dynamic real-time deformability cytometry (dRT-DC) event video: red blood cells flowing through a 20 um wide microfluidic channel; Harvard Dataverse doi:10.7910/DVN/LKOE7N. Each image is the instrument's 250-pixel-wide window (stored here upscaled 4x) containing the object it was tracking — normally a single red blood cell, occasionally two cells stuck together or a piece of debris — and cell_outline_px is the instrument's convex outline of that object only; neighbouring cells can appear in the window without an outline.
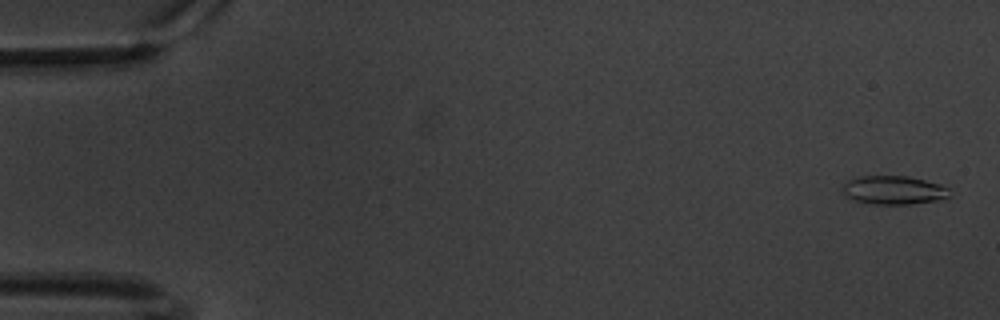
{"species": "common noctule bat (a hibernating species)", "species_latin": "Nyctalus noctula", "temperature_condition": "warm", "stored_images_in_passage": 60, "camera_frame_rate_fps": 3000, "um_per_image_px": 0.085, "animal": {"sex": "male", "body_mass_g": 20.1, "forearm_length_mm": 53.5}, "frame": {"image": 1, "passage_image": 2, "time_ms": 0.333, "image_size_px": [1000, 320], "cell_outline_px": [[948, 196], [944, 200], [912, 204], [872, 204], [856, 200], [840, 192], [844, 184], [848, 180], [860, 176], [908, 176], [940, 184], [948, 188]], "centroid_in_image_um": [75.97, 16.16], "position_along_channel_um": 9.0, "area_um2": 17.86}}
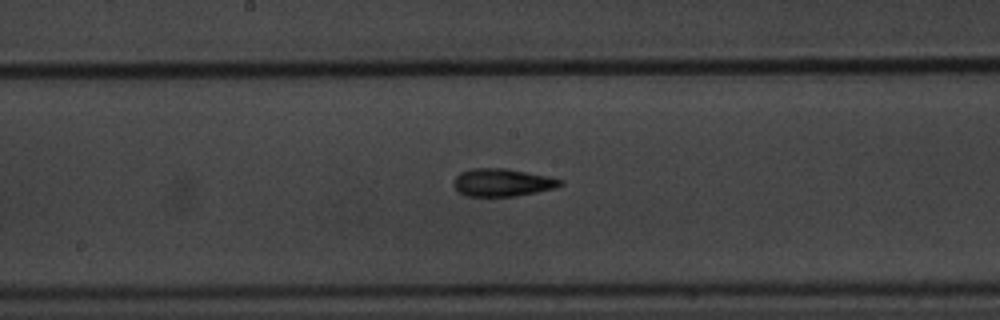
{"frame": {"image": 2, "passage_image": 32, "time_ms": 10.333, "image_size_px": [1000, 320], "cell_outline_px": [[564, 184], [556, 188], [516, 196], [468, 196], [460, 192], [456, 188], [456, 176], [460, 172], [472, 168], [504, 168], [548, 176], [564, 180]], "centroid_in_image_um": [42.76, 15.51], "position_along_channel_um": 205.4, "area_um2": 17.05}}
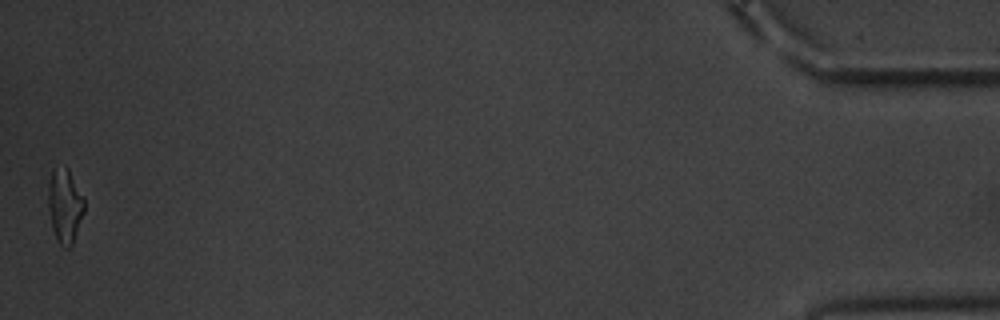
{"frame": {"image": 3, "passage_image": 60, "time_ms": 19.667, "image_size_px": [1000, 320], "cell_outline_px": [[84, 212], [72, 244], [68, 248], [64, 248], [60, 244], [52, 228], [48, 208], [48, 184], [52, 168], [64, 164], [68, 168], [84, 200]], "centroid_in_image_um": [5.49, 17.44], "position_along_channel_um": 429.7, "area_um2": 15.55}, "authors_computed_cell_mechanics": {"area_um2": 16.5019, "velocity_mm_per_s": 3.3873, "shape_relaxation_time_tau1_ms": 4.4515, "shape_relaxation_time_tau2_ms": 3.9399, "deformation_change_tau1": 0.1699, "deformation_change_tau2": 0.141}}